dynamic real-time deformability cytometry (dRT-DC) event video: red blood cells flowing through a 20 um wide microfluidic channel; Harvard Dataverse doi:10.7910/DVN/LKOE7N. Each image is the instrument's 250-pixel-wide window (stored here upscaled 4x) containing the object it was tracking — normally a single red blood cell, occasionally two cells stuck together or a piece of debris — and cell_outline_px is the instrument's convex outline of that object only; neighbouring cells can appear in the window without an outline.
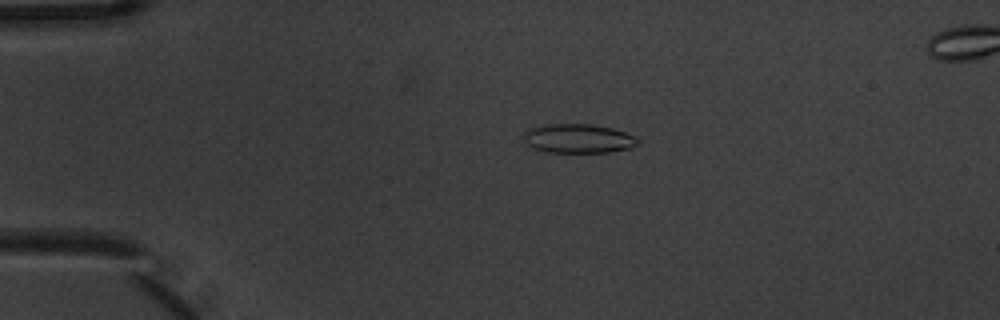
{"species": "common noctule bat (a hibernating species)", "species_latin": "Nyctalus noctula", "temperature_condition": "warm", "stored_images_in_passage": 6, "camera_frame_rate_fps": 3000, "um_per_image_px": 0.085, "animal": {"sex": "male", "body_mass_g": 20.1, "forearm_length_mm": 53.5}, "frame": {"image": 1, "passage_image": 3, "time_ms": 0.667, "image_size_px": [1000, 320], "cell_outline_px": [[640, 140], [632, 148], [608, 152], [548, 152], [532, 148], [524, 144], [520, 140], [524, 132], [532, 128], [548, 124], [592, 124], [612, 128], [624, 132]], "centroid_in_image_um": [49.09, 11.78], "position_along_channel_um": 35.9, "area_um2": 19.48}}
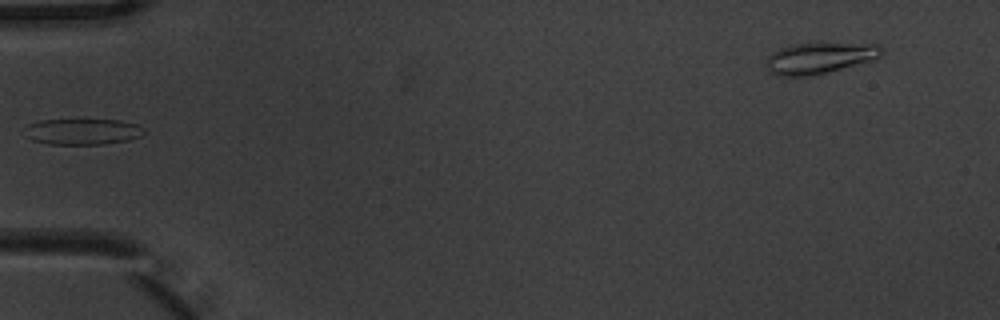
{"frame": {"image": 2, "passage_image": 5, "time_ms": 1.333, "image_size_px": [1000, 320], "cell_outline_px": [[144, 132], [140, 136], [128, 140], [104, 144], [48, 144], [32, 140], [20, 128], [28, 124], [40, 120], [120, 120], [136, 124], [144, 128]], "centroid_in_image_um": [6.97, 11.18], "position_along_channel_um": 78.0, "area_um2": 18.15}}